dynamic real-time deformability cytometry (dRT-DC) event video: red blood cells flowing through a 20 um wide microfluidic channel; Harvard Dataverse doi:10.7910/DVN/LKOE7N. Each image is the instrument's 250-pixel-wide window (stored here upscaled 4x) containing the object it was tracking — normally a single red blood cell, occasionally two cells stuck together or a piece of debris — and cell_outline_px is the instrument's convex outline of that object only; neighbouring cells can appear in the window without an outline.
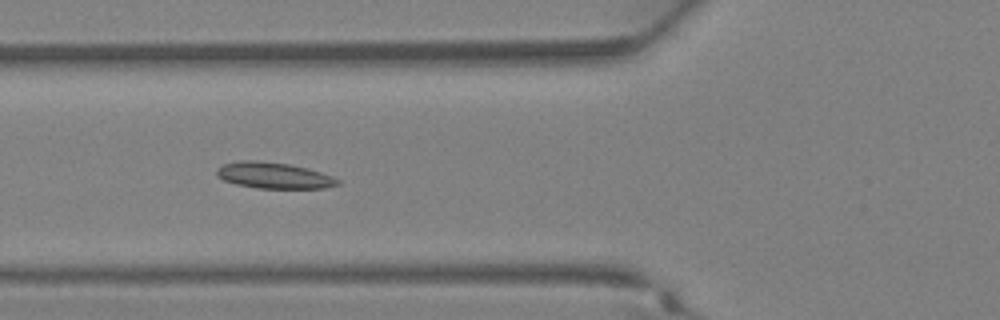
{"species": "Egyptian fruit bat (a non-hibernating species)", "species_latin": "Rousettus aegyptiacus", "temperature_condition": "warm", "stored_images_in_passage": 20, "camera_frame_rate_fps": 3000, "um_per_image_px": 0.085, "animal": {"sex": "female"}, "frame": {"image": 1, "passage_image": 6, "time_ms": 1.667, "image_size_px": [1000, 320], "cell_outline_px": [[340, 184], [324, 188], [256, 188], [236, 184], [224, 180], [216, 176], [216, 168], [224, 164], [240, 160], [260, 160], [288, 164], [308, 168], [332, 176], [340, 180]], "centroid_in_image_um": [23.25, 14.91], "position_along_channel_um": 102.5, "area_um2": 18.5}}